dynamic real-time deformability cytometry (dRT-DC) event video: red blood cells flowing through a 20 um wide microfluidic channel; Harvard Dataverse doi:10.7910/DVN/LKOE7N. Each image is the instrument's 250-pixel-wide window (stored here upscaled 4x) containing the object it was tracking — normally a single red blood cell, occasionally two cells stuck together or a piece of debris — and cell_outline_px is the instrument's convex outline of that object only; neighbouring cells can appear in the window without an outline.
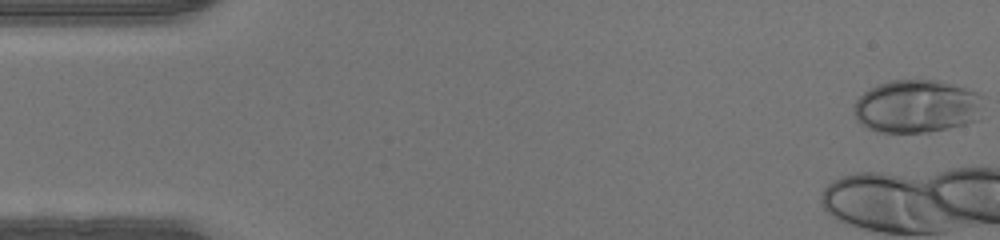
{"species": "human", "species_latin": "Homo sapiens", "temperature_condition": "warm", "stored_images_in_passage": 12, "camera_frame_rate_fps": 3000, "um_per_image_px": 0.085, "donor": {"sex": "male"}, "frame": {"image": 1, "passage_image": 1, "time_ms": 0.0, "image_size_px": [1000, 240], "cell_outline_px": [[984, 96], [980, 120], [948, 128], [928, 132], [880, 132], [864, 128], [856, 120], [852, 112], [852, 108], [856, 100], [864, 92], [888, 80], [940, 80], [976, 92]], "centroid_in_image_um": [77.93, 9.05], "position_along_channel_um": 7.1, "area_um2": 40.58}}